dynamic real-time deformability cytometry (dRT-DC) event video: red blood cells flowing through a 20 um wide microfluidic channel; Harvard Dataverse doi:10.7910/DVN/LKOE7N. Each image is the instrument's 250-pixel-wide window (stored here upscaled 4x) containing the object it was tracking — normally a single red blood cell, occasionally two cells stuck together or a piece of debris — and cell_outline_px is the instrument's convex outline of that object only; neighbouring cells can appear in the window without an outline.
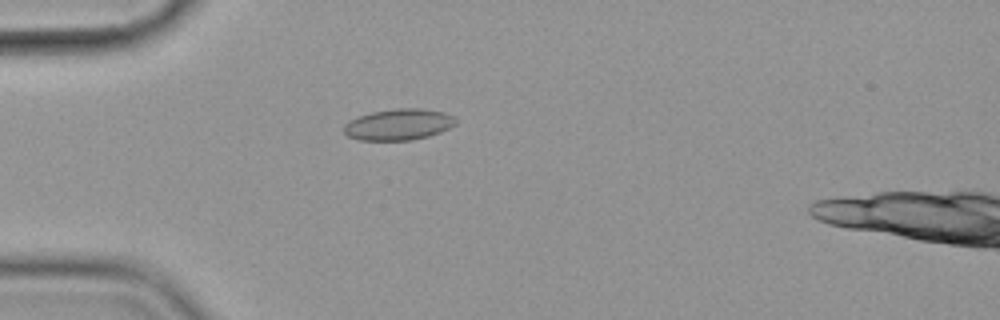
{"species": "common noctule bat (a hibernating species)", "species_latin": "Nyctalus noctula", "temperature_condition": "cold", "stored_images_in_passage": 2, "camera_frame_rate_fps": 3000, "um_per_image_px": 0.085, "animal": {"sex": "female", "body_mass_g": 19.9}, "frame": {"image": 1, "passage_image": 1, "time_ms": 0.0, "image_size_px": [1000, 320], "cell_outline_px": [[456, 124], [440, 132], [428, 136], [412, 140], [360, 140], [348, 136], [344, 132], [344, 124], [360, 116], [372, 112], [396, 108], [420, 108], [444, 112], [452, 116], [456, 120]], "centroid_in_image_um": [33.89, 10.58], "position_along_channel_um": 51.1, "area_um2": 20.17}}